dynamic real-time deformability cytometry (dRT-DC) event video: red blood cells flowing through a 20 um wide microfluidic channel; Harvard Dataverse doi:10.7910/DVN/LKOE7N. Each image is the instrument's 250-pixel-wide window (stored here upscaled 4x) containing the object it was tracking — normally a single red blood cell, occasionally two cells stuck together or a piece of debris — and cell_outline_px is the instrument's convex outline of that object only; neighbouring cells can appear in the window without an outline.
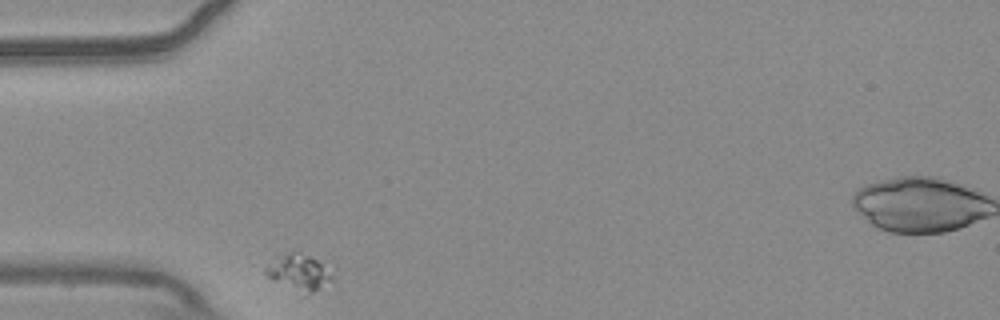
{"species": "common noctule bat (a hibernating species)", "species_latin": "Nyctalus noctula", "temperature_condition": "warm", "stored_images_in_passage": 32, "camera_frame_rate_fps": 3000, "um_per_image_px": 0.085, "animal": {"sex": "male", "body_mass_g": 20.4}, "frame": {"image": 1, "passage_image": 1, "time_ms": 0.0, "image_size_px": [1000, 320], "cell_outline_px": [[332, 280], [312, 292], [308, 292], [268, 276], [264, 272], [264, 268], [272, 256], [276, 252], [300, 252], [316, 260], [332, 276]], "centroid_in_image_um": [25.29, 23.02], "position_along_channel_um": 59.7, "area_um2": 13.01}}
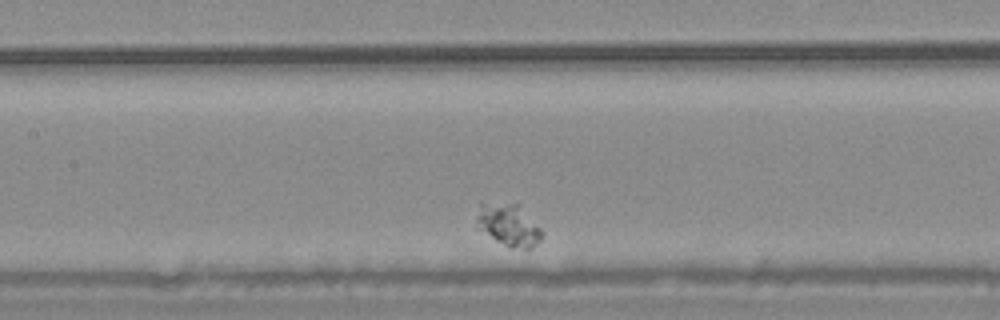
{"frame": {"image": 2, "passage_image": 12, "time_ms": 3.667, "image_size_px": [1000, 320], "cell_outline_px": [[544, 236], [532, 248], [508, 248], [476, 228], [476, 216], [480, 200], [516, 204], [540, 228]], "centroid_in_image_um": [43.15, 19.11], "position_along_channel_um": 164.3, "area_um2": 16.3}}
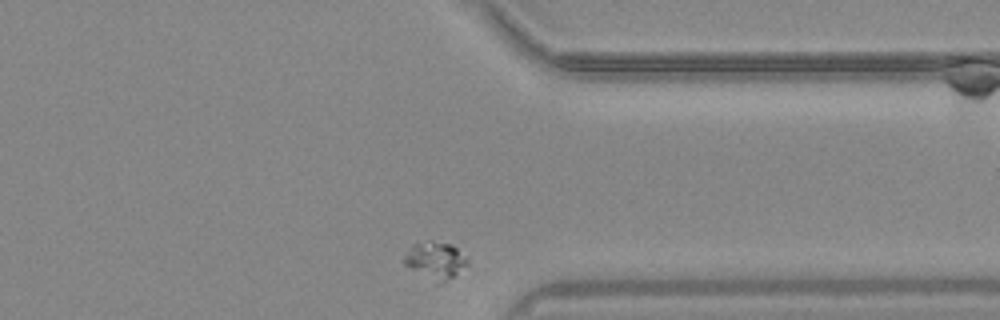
{"frame": {"image": 3, "passage_image": 32, "time_ms": 10.333, "image_size_px": [1000, 320], "cell_outline_px": [[468, 264], [452, 276], [440, 284], [436, 284], [404, 264], [404, 256], [412, 244], [428, 240], [432, 240], [452, 244], [468, 260]], "centroid_in_image_um": [36.98, 22.12], "position_along_channel_um": 374.4, "area_um2": 13.58}}